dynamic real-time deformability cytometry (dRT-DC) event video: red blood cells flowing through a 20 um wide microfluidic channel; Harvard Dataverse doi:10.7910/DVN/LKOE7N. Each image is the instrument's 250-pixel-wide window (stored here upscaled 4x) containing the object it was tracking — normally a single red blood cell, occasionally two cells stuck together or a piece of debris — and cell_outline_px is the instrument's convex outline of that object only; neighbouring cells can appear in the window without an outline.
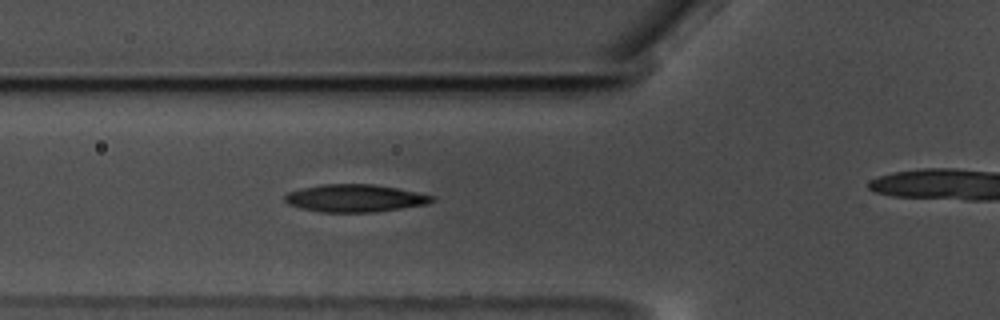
{"species": "common noctule bat (a hibernating species)", "species_latin": "Nyctalus noctula", "temperature_condition": "warm", "stored_images_in_passage": 30, "camera_frame_rate_fps": 3000, "um_per_image_px": 0.085, "animal": {"sex": "male", "body_mass_g": 17.5, "forearm_length_mm": 52.3}, "frame": {"image": 1, "passage_image": 3, "time_ms": 0.667, "image_size_px": [1000, 320], "cell_outline_px": [[436, 200], [428, 204], [376, 212], [320, 212], [300, 208], [288, 204], [284, 200], [284, 196], [288, 192], [300, 188], [320, 184], [372, 184], [396, 188], [436, 196]], "centroid_in_image_um": [30.17, 16.85], "position_along_channel_um": 95.6, "area_um2": 23.81}}
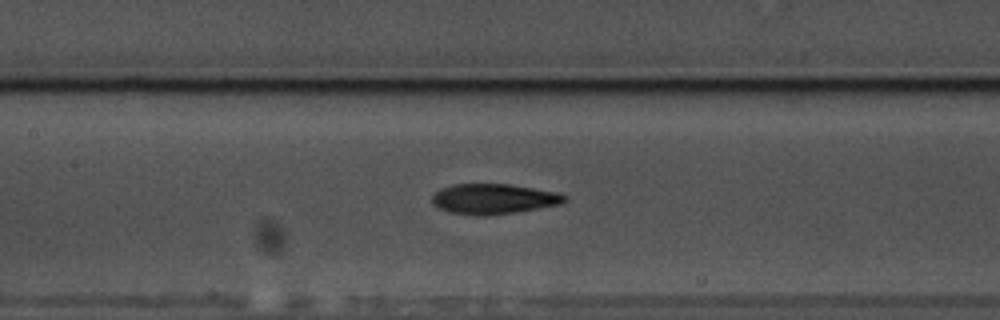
{"frame": {"image": 2, "passage_image": 9, "time_ms": 2.667, "image_size_px": [1000, 320], "cell_outline_px": [[568, 200], [560, 204], [512, 212], [484, 216], [476, 216], [448, 212], [432, 204], [432, 196], [440, 188], [452, 184], [508, 184], [556, 192], [568, 196]], "centroid_in_image_um": [41.91, 16.9], "position_along_channel_um": 165.5, "area_um2": 23.24}}
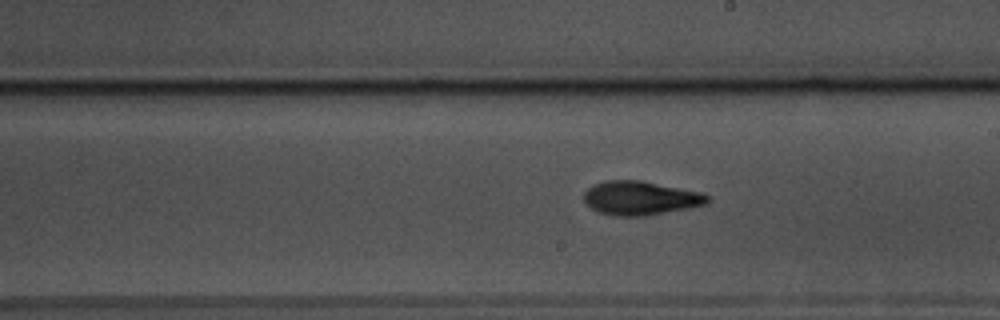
{"frame": {"image": 3, "passage_image": 15, "time_ms": 4.667, "image_size_px": [1000, 320], "cell_outline_px": [[712, 200], [708, 204], [688, 208], [644, 216], [616, 216], [596, 212], [584, 200], [584, 192], [592, 184], [608, 180], [640, 180], [704, 192]], "centroid_in_image_um": [54.46, 16.83], "position_along_channel_um": 234.5, "area_um2": 24.62}}